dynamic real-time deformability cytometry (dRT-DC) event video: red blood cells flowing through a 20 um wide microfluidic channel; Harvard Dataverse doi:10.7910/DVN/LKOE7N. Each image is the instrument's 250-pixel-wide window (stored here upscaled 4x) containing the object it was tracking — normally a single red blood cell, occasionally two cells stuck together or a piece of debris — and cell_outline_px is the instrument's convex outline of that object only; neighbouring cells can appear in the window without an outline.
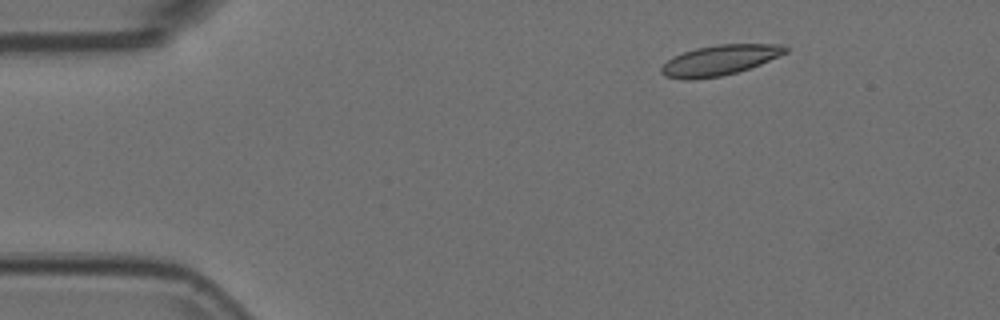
{"species": "Egyptian fruit bat (a non-hibernating species)", "species_latin": "Rousettus aegyptiacus", "temperature_condition": "room temperature", "stored_images_in_passage": 3, "camera_frame_rate_fps": 3000, "um_per_image_px": 0.085, "animal": {"sex": "female"}, "frame": {"image": 1, "passage_image": 1, "time_ms": 0.0, "image_size_px": [1000, 320], "cell_outline_px": [[788, 52], [760, 64], [736, 72], [720, 76], [692, 80], [684, 80], [664, 76], [660, 72], [660, 68], [668, 60], [684, 52], [696, 48], [716, 44], [784, 44], [788, 48]], "centroid_in_image_um": [61.17, 5.11], "position_along_channel_um": 23.8, "area_um2": 21.79}}